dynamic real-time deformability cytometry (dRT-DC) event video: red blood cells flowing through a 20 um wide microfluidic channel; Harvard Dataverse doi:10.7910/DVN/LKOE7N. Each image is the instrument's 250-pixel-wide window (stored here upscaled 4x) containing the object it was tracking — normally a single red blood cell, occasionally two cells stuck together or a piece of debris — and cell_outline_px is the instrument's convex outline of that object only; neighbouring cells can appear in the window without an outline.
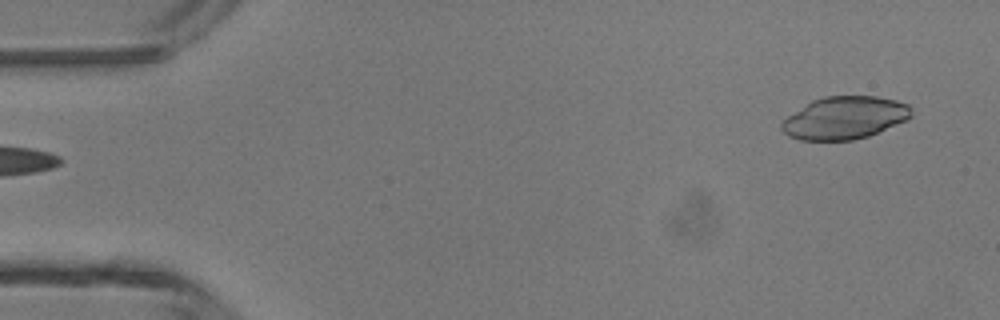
{"species": "common noctule bat (a hibernating species)", "species_latin": "Nyctalus noctula", "temperature_condition": "room temperature", "stored_images_in_passage": 3, "camera_frame_rate_fps": 3000, "um_per_image_px": 0.085, "animal": {"sex": "male", "body_mass_g": 13.3}, "frame": {"image": 1, "passage_image": 3, "time_ms": 3.333, "image_size_px": [1000, 320], "cell_outline_px": [[912, 116], [904, 120], [868, 136], [852, 140], [800, 140], [788, 136], [780, 128], [780, 120], [812, 100], [824, 96], [876, 96], [896, 100], [908, 104], [912, 108]], "centroid_in_image_um": [71.74, 10.01], "position_along_channel_um": 13.3, "area_um2": 32.19}}